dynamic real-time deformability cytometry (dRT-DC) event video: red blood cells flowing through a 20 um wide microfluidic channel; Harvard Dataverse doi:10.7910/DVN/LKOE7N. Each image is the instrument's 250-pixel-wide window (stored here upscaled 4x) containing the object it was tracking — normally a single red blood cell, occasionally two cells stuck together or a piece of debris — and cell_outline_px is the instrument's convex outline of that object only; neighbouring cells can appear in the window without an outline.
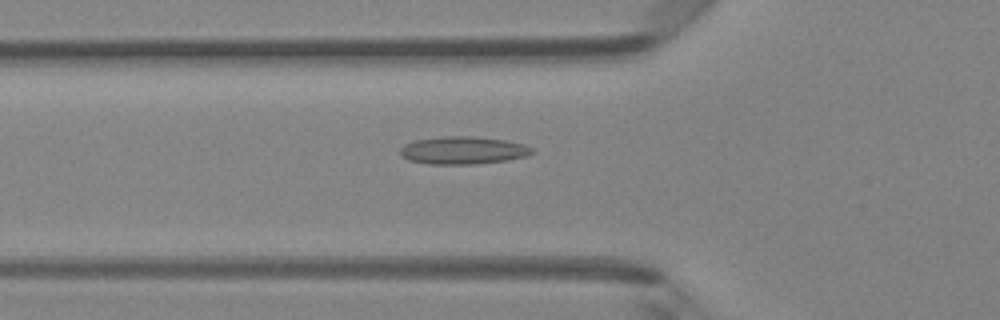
{"species": "Egyptian fruit bat (a non-hibernating species)", "species_latin": "Rousettus aegyptiacus", "temperature_condition": "room temperature", "stored_images_in_passage": 48, "camera_frame_rate_fps": 3000, "um_per_image_px": 0.085, "animal": {"sex": "female"}, "frame": {"image": 1, "passage_image": 17, "time_ms": 5.333, "image_size_px": [1000, 320], "cell_outline_px": [[532, 152], [528, 156], [508, 160], [476, 164], [428, 164], [408, 160], [400, 156], [400, 148], [404, 144], [416, 140], [444, 136], [472, 136], [504, 140], [524, 144], [532, 148]], "centroid_in_image_um": [39.33, 12.78], "position_along_channel_um": 86.5, "area_um2": 21.33}}
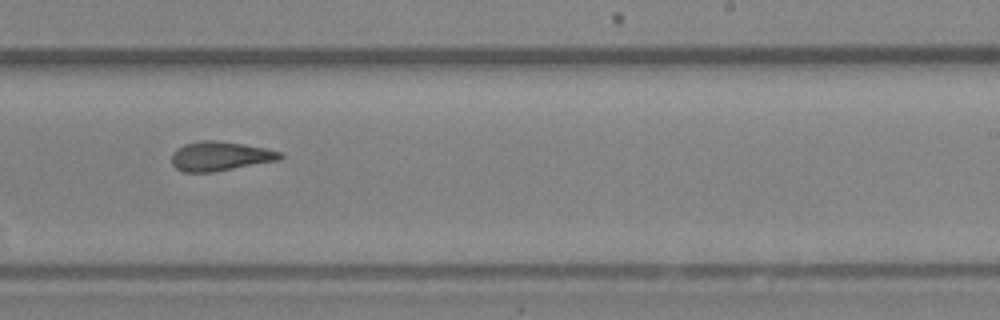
{"frame": {"image": 2, "passage_image": 30, "time_ms": 9.667, "image_size_px": [1000, 320], "cell_outline_px": [[284, 156], [280, 160], [212, 172], [184, 172], [176, 168], [172, 164], [172, 156], [184, 144], [200, 140], [216, 140], [244, 144], [264, 148], [280, 152]], "centroid_in_image_um": [18.73, 13.27], "position_along_channel_um": 270.3, "area_um2": 18.32}}
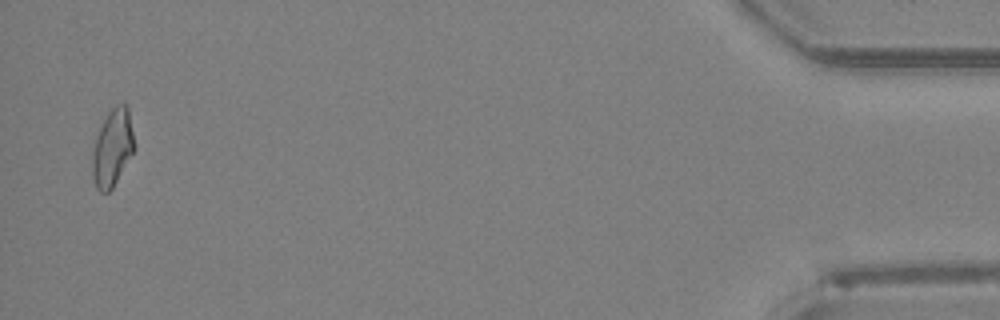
{"frame": {"image": 3, "passage_image": 47, "time_ms": 15.333, "image_size_px": [1000, 320], "cell_outline_px": [[136, 148], [112, 188], [108, 192], [100, 192], [96, 188], [92, 176], [92, 152], [96, 136], [108, 112], [116, 104], [124, 100], [128, 108]], "centroid_in_image_um": [9.57, 12.54], "position_along_channel_um": 425.6, "area_um2": 19.02}, "authors_computed_cell_mechanics": {"area_um2": 18.8717, "velocity_mm_per_s": 4.2523, "shape_relaxation_time_tau1_ms": null, "shape_relaxation_time_tau2_ms": 2.9429, "deformation_change_tau1": null, "deformation_change_tau2": 0.131}}